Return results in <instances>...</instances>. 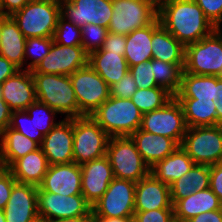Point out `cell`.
Listing matches in <instances>:
<instances>
[{
	"label": "cell",
	"instance_id": "d590c367",
	"mask_svg": "<svg viewBox=\"0 0 222 222\" xmlns=\"http://www.w3.org/2000/svg\"><path fill=\"white\" fill-rule=\"evenodd\" d=\"M53 42V37L27 38L24 49V69L34 70L48 54Z\"/></svg>",
	"mask_w": 222,
	"mask_h": 222
},
{
	"label": "cell",
	"instance_id": "7a4b0ae2",
	"mask_svg": "<svg viewBox=\"0 0 222 222\" xmlns=\"http://www.w3.org/2000/svg\"><path fill=\"white\" fill-rule=\"evenodd\" d=\"M37 101L47 104L61 118L79 117V107L70 76L32 73Z\"/></svg>",
	"mask_w": 222,
	"mask_h": 222
},
{
	"label": "cell",
	"instance_id": "f6af8a7d",
	"mask_svg": "<svg viewBox=\"0 0 222 222\" xmlns=\"http://www.w3.org/2000/svg\"><path fill=\"white\" fill-rule=\"evenodd\" d=\"M17 183L13 174L8 168L0 167V209L3 210L8 200L13 186Z\"/></svg>",
	"mask_w": 222,
	"mask_h": 222
},
{
	"label": "cell",
	"instance_id": "680465c9",
	"mask_svg": "<svg viewBox=\"0 0 222 222\" xmlns=\"http://www.w3.org/2000/svg\"><path fill=\"white\" fill-rule=\"evenodd\" d=\"M0 222H6L4 211L0 209Z\"/></svg>",
	"mask_w": 222,
	"mask_h": 222
},
{
	"label": "cell",
	"instance_id": "cb8c5ba5",
	"mask_svg": "<svg viewBox=\"0 0 222 222\" xmlns=\"http://www.w3.org/2000/svg\"><path fill=\"white\" fill-rule=\"evenodd\" d=\"M49 163L41 148L17 159L8 169L18 183L39 186Z\"/></svg>",
	"mask_w": 222,
	"mask_h": 222
},
{
	"label": "cell",
	"instance_id": "5b68a950",
	"mask_svg": "<svg viewBox=\"0 0 222 222\" xmlns=\"http://www.w3.org/2000/svg\"><path fill=\"white\" fill-rule=\"evenodd\" d=\"M106 156L115 178L137 183L150 173V167L142 159L130 136L110 137Z\"/></svg>",
	"mask_w": 222,
	"mask_h": 222
},
{
	"label": "cell",
	"instance_id": "8fae6325",
	"mask_svg": "<svg viewBox=\"0 0 222 222\" xmlns=\"http://www.w3.org/2000/svg\"><path fill=\"white\" fill-rule=\"evenodd\" d=\"M181 104L174 97L164 107L144 113L140 129L173 139L179 146L187 131Z\"/></svg>",
	"mask_w": 222,
	"mask_h": 222
},
{
	"label": "cell",
	"instance_id": "7dc6e473",
	"mask_svg": "<svg viewBox=\"0 0 222 222\" xmlns=\"http://www.w3.org/2000/svg\"><path fill=\"white\" fill-rule=\"evenodd\" d=\"M222 205V162L210 166V187Z\"/></svg>",
	"mask_w": 222,
	"mask_h": 222
},
{
	"label": "cell",
	"instance_id": "4dcf8cb0",
	"mask_svg": "<svg viewBox=\"0 0 222 222\" xmlns=\"http://www.w3.org/2000/svg\"><path fill=\"white\" fill-rule=\"evenodd\" d=\"M195 162L179 146L173 153L158 161L150 168V172L161 182L171 185L185 173L190 171Z\"/></svg>",
	"mask_w": 222,
	"mask_h": 222
},
{
	"label": "cell",
	"instance_id": "f546056e",
	"mask_svg": "<svg viewBox=\"0 0 222 222\" xmlns=\"http://www.w3.org/2000/svg\"><path fill=\"white\" fill-rule=\"evenodd\" d=\"M210 187V166L195 164L190 171L185 173L171 185V202L174 204L196 191H202Z\"/></svg>",
	"mask_w": 222,
	"mask_h": 222
},
{
	"label": "cell",
	"instance_id": "30bf717a",
	"mask_svg": "<svg viewBox=\"0 0 222 222\" xmlns=\"http://www.w3.org/2000/svg\"><path fill=\"white\" fill-rule=\"evenodd\" d=\"M79 117L91 116L109 97V85L88 64L70 75Z\"/></svg>",
	"mask_w": 222,
	"mask_h": 222
},
{
	"label": "cell",
	"instance_id": "1f68e13d",
	"mask_svg": "<svg viewBox=\"0 0 222 222\" xmlns=\"http://www.w3.org/2000/svg\"><path fill=\"white\" fill-rule=\"evenodd\" d=\"M26 38L17 23L9 16L3 23L0 55L12 62L19 69H24V49Z\"/></svg>",
	"mask_w": 222,
	"mask_h": 222
},
{
	"label": "cell",
	"instance_id": "db71d44e",
	"mask_svg": "<svg viewBox=\"0 0 222 222\" xmlns=\"http://www.w3.org/2000/svg\"><path fill=\"white\" fill-rule=\"evenodd\" d=\"M51 222H94V216L91 211L87 216L57 219Z\"/></svg>",
	"mask_w": 222,
	"mask_h": 222
},
{
	"label": "cell",
	"instance_id": "681fc988",
	"mask_svg": "<svg viewBox=\"0 0 222 222\" xmlns=\"http://www.w3.org/2000/svg\"><path fill=\"white\" fill-rule=\"evenodd\" d=\"M12 110L0 97V135L10 125Z\"/></svg>",
	"mask_w": 222,
	"mask_h": 222
},
{
	"label": "cell",
	"instance_id": "d4e9b609",
	"mask_svg": "<svg viewBox=\"0 0 222 222\" xmlns=\"http://www.w3.org/2000/svg\"><path fill=\"white\" fill-rule=\"evenodd\" d=\"M40 148V145L9 126L0 135V165L9 168L17 159Z\"/></svg>",
	"mask_w": 222,
	"mask_h": 222
},
{
	"label": "cell",
	"instance_id": "7bdbcfd3",
	"mask_svg": "<svg viewBox=\"0 0 222 222\" xmlns=\"http://www.w3.org/2000/svg\"><path fill=\"white\" fill-rule=\"evenodd\" d=\"M133 222H175L174 209L135 211Z\"/></svg>",
	"mask_w": 222,
	"mask_h": 222
},
{
	"label": "cell",
	"instance_id": "b9f144b4",
	"mask_svg": "<svg viewBox=\"0 0 222 222\" xmlns=\"http://www.w3.org/2000/svg\"><path fill=\"white\" fill-rule=\"evenodd\" d=\"M215 28H222V0H194Z\"/></svg>",
	"mask_w": 222,
	"mask_h": 222
},
{
	"label": "cell",
	"instance_id": "4316f807",
	"mask_svg": "<svg viewBox=\"0 0 222 222\" xmlns=\"http://www.w3.org/2000/svg\"><path fill=\"white\" fill-rule=\"evenodd\" d=\"M88 64L110 86L118 83L129 71L124 56L108 51H93L89 54Z\"/></svg>",
	"mask_w": 222,
	"mask_h": 222
},
{
	"label": "cell",
	"instance_id": "836d02e7",
	"mask_svg": "<svg viewBox=\"0 0 222 222\" xmlns=\"http://www.w3.org/2000/svg\"><path fill=\"white\" fill-rule=\"evenodd\" d=\"M174 95L164 87L158 86L149 89H137L130 98L142 113H148L164 107Z\"/></svg>",
	"mask_w": 222,
	"mask_h": 222
},
{
	"label": "cell",
	"instance_id": "6da1fadb",
	"mask_svg": "<svg viewBox=\"0 0 222 222\" xmlns=\"http://www.w3.org/2000/svg\"><path fill=\"white\" fill-rule=\"evenodd\" d=\"M157 17L184 46L200 41L216 29L194 0H161Z\"/></svg>",
	"mask_w": 222,
	"mask_h": 222
},
{
	"label": "cell",
	"instance_id": "91938a15",
	"mask_svg": "<svg viewBox=\"0 0 222 222\" xmlns=\"http://www.w3.org/2000/svg\"><path fill=\"white\" fill-rule=\"evenodd\" d=\"M0 14H3V4H2V0H0Z\"/></svg>",
	"mask_w": 222,
	"mask_h": 222
},
{
	"label": "cell",
	"instance_id": "11a10c76",
	"mask_svg": "<svg viewBox=\"0 0 222 222\" xmlns=\"http://www.w3.org/2000/svg\"><path fill=\"white\" fill-rule=\"evenodd\" d=\"M94 222H133V217H94Z\"/></svg>",
	"mask_w": 222,
	"mask_h": 222
},
{
	"label": "cell",
	"instance_id": "d6a6232c",
	"mask_svg": "<svg viewBox=\"0 0 222 222\" xmlns=\"http://www.w3.org/2000/svg\"><path fill=\"white\" fill-rule=\"evenodd\" d=\"M187 127L217 125V103L214 100L177 99Z\"/></svg>",
	"mask_w": 222,
	"mask_h": 222
},
{
	"label": "cell",
	"instance_id": "816d5d0a",
	"mask_svg": "<svg viewBox=\"0 0 222 222\" xmlns=\"http://www.w3.org/2000/svg\"><path fill=\"white\" fill-rule=\"evenodd\" d=\"M30 0H2L3 14L11 16L22 9Z\"/></svg>",
	"mask_w": 222,
	"mask_h": 222
},
{
	"label": "cell",
	"instance_id": "7c38bea8",
	"mask_svg": "<svg viewBox=\"0 0 222 222\" xmlns=\"http://www.w3.org/2000/svg\"><path fill=\"white\" fill-rule=\"evenodd\" d=\"M136 183L114 178L103 196L92 205L94 217H133Z\"/></svg>",
	"mask_w": 222,
	"mask_h": 222
},
{
	"label": "cell",
	"instance_id": "94428289",
	"mask_svg": "<svg viewBox=\"0 0 222 222\" xmlns=\"http://www.w3.org/2000/svg\"><path fill=\"white\" fill-rule=\"evenodd\" d=\"M0 97H2V92H1V84H0Z\"/></svg>",
	"mask_w": 222,
	"mask_h": 222
},
{
	"label": "cell",
	"instance_id": "5bb4252c",
	"mask_svg": "<svg viewBox=\"0 0 222 222\" xmlns=\"http://www.w3.org/2000/svg\"><path fill=\"white\" fill-rule=\"evenodd\" d=\"M89 54L82 46H65L53 42L48 54L31 73L70 76L88 65Z\"/></svg>",
	"mask_w": 222,
	"mask_h": 222
},
{
	"label": "cell",
	"instance_id": "e575fe53",
	"mask_svg": "<svg viewBox=\"0 0 222 222\" xmlns=\"http://www.w3.org/2000/svg\"><path fill=\"white\" fill-rule=\"evenodd\" d=\"M152 66V73L156 83L175 96L180 90L184 69L175 63H168L158 59H152Z\"/></svg>",
	"mask_w": 222,
	"mask_h": 222
},
{
	"label": "cell",
	"instance_id": "7402d4cb",
	"mask_svg": "<svg viewBox=\"0 0 222 222\" xmlns=\"http://www.w3.org/2000/svg\"><path fill=\"white\" fill-rule=\"evenodd\" d=\"M130 137L136 144L142 159L150 168L179 147L173 139L162 135H155L140 128Z\"/></svg>",
	"mask_w": 222,
	"mask_h": 222
},
{
	"label": "cell",
	"instance_id": "9f6ffc18",
	"mask_svg": "<svg viewBox=\"0 0 222 222\" xmlns=\"http://www.w3.org/2000/svg\"><path fill=\"white\" fill-rule=\"evenodd\" d=\"M8 17H9L8 15L0 14V45H1V34H2L3 23Z\"/></svg>",
	"mask_w": 222,
	"mask_h": 222
},
{
	"label": "cell",
	"instance_id": "ee69618b",
	"mask_svg": "<svg viewBox=\"0 0 222 222\" xmlns=\"http://www.w3.org/2000/svg\"><path fill=\"white\" fill-rule=\"evenodd\" d=\"M110 96L121 99H130L138 89L130 71L118 83L109 86Z\"/></svg>",
	"mask_w": 222,
	"mask_h": 222
},
{
	"label": "cell",
	"instance_id": "ac0fdd59",
	"mask_svg": "<svg viewBox=\"0 0 222 222\" xmlns=\"http://www.w3.org/2000/svg\"><path fill=\"white\" fill-rule=\"evenodd\" d=\"M81 167L75 162L49 165L37 192H51L70 196L82 194Z\"/></svg>",
	"mask_w": 222,
	"mask_h": 222
},
{
	"label": "cell",
	"instance_id": "52a82bcc",
	"mask_svg": "<svg viewBox=\"0 0 222 222\" xmlns=\"http://www.w3.org/2000/svg\"><path fill=\"white\" fill-rule=\"evenodd\" d=\"M112 9L108 31L125 36L148 26L158 15L155 0H112Z\"/></svg>",
	"mask_w": 222,
	"mask_h": 222
},
{
	"label": "cell",
	"instance_id": "8d00e7d4",
	"mask_svg": "<svg viewBox=\"0 0 222 222\" xmlns=\"http://www.w3.org/2000/svg\"><path fill=\"white\" fill-rule=\"evenodd\" d=\"M26 112L33 119L35 128L46 135L59 121L58 113L50 108L47 104L35 101L27 109Z\"/></svg>",
	"mask_w": 222,
	"mask_h": 222
},
{
	"label": "cell",
	"instance_id": "83f0119b",
	"mask_svg": "<svg viewBox=\"0 0 222 222\" xmlns=\"http://www.w3.org/2000/svg\"><path fill=\"white\" fill-rule=\"evenodd\" d=\"M151 48L152 59L175 63L184 69L185 46L161 24L153 31Z\"/></svg>",
	"mask_w": 222,
	"mask_h": 222
},
{
	"label": "cell",
	"instance_id": "f1b7e54d",
	"mask_svg": "<svg viewBox=\"0 0 222 222\" xmlns=\"http://www.w3.org/2000/svg\"><path fill=\"white\" fill-rule=\"evenodd\" d=\"M176 99L217 101V76L182 73L180 90Z\"/></svg>",
	"mask_w": 222,
	"mask_h": 222
},
{
	"label": "cell",
	"instance_id": "3957f363",
	"mask_svg": "<svg viewBox=\"0 0 222 222\" xmlns=\"http://www.w3.org/2000/svg\"><path fill=\"white\" fill-rule=\"evenodd\" d=\"M90 117L110 137L131 136L142 123V113L131 99L111 96Z\"/></svg>",
	"mask_w": 222,
	"mask_h": 222
},
{
	"label": "cell",
	"instance_id": "44dd1931",
	"mask_svg": "<svg viewBox=\"0 0 222 222\" xmlns=\"http://www.w3.org/2000/svg\"><path fill=\"white\" fill-rule=\"evenodd\" d=\"M37 191V186L17 182L3 209L6 222H30L35 218L38 215Z\"/></svg>",
	"mask_w": 222,
	"mask_h": 222
},
{
	"label": "cell",
	"instance_id": "9a60e30c",
	"mask_svg": "<svg viewBox=\"0 0 222 222\" xmlns=\"http://www.w3.org/2000/svg\"><path fill=\"white\" fill-rule=\"evenodd\" d=\"M38 215L50 222L57 219L87 216L92 206L82 194L60 195L51 192H37Z\"/></svg>",
	"mask_w": 222,
	"mask_h": 222
},
{
	"label": "cell",
	"instance_id": "ba28073f",
	"mask_svg": "<svg viewBox=\"0 0 222 222\" xmlns=\"http://www.w3.org/2000/svg\"><path fill=\"white\" fill-rule=\"evenodd\" d=\"M110 136L90 116L73 118V159L78 165L106 155Z\"/></svg>",
	"mask_w": 222,
	"mask_h": 222
},
{
	"label": "cell",
	"instance_id": "f35d334b",
	"mask_svg": "<svg viewBox=\"0 0 222 222\" xmlns=\"http://www.w3.org/2000/svg\"><path fill=\"white\" fill-rule=\"evenodd\" d=\"M9 127L34 140L39 145L42 144L44 134L35 128L33 119L30 118L26 110L13 111Z\"/></svg>",
	"mask_w": 222,
	"mask_h": 222
},
{
	"label": "cell",
	"instance_id": "f5cc1de1",
	"mask_svg": "<svg viewBox=\"0 0 222 222\" xmlns=\"http://www.w3.org/2000/svg\"><path fill=\"white\" fill-rule=\"evenodd\" d=\"M217 125L222 127V78L217 76Z\"/></svg>",
	"mask_w": 222,
	"mask_h": 222
},
{
	"label": "cell",
	"instance_id": "d6986e66",
	"mask_svg": "<svg viewBox=\"0 0 222 222\" xmlns=\"http://www.w3.org/2000/svg\"><path fill=\"white\" fill-rule=\"evenodd\" d=\"M2 99L13 111L26 110L36 98L31 71L20 69L1 84Z\"/></svg>",
	"mask_w": 222,
	"mask_h": 222
},
{
	"label": "cell",
	"instance_id": "bcb514c9",
	"mask_svg": "<svg viewBox=\"0 0 222 222\" xmlns=\"http://www.w3.org/2000/svg\"><path fill=\"white\" fill-rule=\"evenodd\" d=\"M126 36L109 32L106 35V39L103 42L101 49L96 51H108L119 53V55L125 56Z\"/></svg>",
	"mask_w": 222,
	"mask_h": 222
},
{
	"label": "cell",
	"instance_id": "2e32d148",
	"mask_svg": "<svg viewBox=\"0 0 222 222\" xmlns=\"http://www.w3.org/2000/svg\"><path fill=\"white\" fill-rule=\"evenodd\" d=\"M40 148L49 165L69 164L73 159V118L61 119L46 135Z\"/></svg>",
	"mask_w": 222,
	"mask_h": 222
},
{
	"label": "cell",
	"instance_id": "74e56055",
	"mask_svg": "<svg viewBox=\"0 0 222 222\" xmlns=\"http://www.w3.org/2000/svg\"><path fill=\"white\" fill-rule=\"evenodd\" d=\"M53 39L54 42L60 45L82 46L81 28L60 15L57 20V27Z\"/></svg>",
	"mask_w": 222,
	"mask_h": 222
},
{
	"label": "cell",
	"instance_id": "277c9868",
	"mask_svg": "<svg viewBox=\"0 0 222 222\" xmlns=\"http://www.w3.org/2000/svg\"><path fill=\"white\" fill-rule=\"evenodd\" d=\"M60 1L30 0L11 15L25 38L53 37L60 16Z\"/></svg>",
	"mask_w": 222,
	"mask_h": 222
},
{
	"label": "cell",
	"instance_id": "484cf974",
	"mask_svg": "<svg viewBox=\"0 0 222 222\" xmlns=\"http://www.w3.org/2000/svg\"><path fill=\"white\" fill-rule=\"evenodd\" d=\"M160 25L157 17L151 24L126 36L125 59L129 67L152 59L153 31Z\"/></svg>",
	"mask_w": 222,
	"mask_h": 222
},
{
	"label": "cell",
	"instance_id": "ffe728a7",
	"mask_svg": "<svg viewBox=\"0 0 222 222\" xmlns=\"http://www.w3.org/2000/svg\"><path fill=\"white\" fill-rule=\"evenodd\" d=\"M174 209L169 185L158 180L151 172L136 183L135 211Z\"/></svg>",
	"mask_w": 222,
	"mask_h": 222
},
{
	"label": "cell",
	"instance_id": "e0dca14e",
	"mask_svg": "<svg viewBox=\"0 0 222 222\" xmlns=\"http://www.w3.org/2000/svg\"><path fill=\"white\" fill-rule=\"evenodd\" d=\"M81 167V190L85 200L92 206L106 192L109 184L115 178L108 157L86 162Z\"/></svg>",
	"mask_w": 222,
	"mask_h": 222
},
{
	"label": "cell",
	"instance_id": "f907efd6",
	"mask_svg": "<svg viewBox=\"0 0 222 222\" xmlns=\"http://www.w3.org/2000/svg\"><path fill=\"white\" fill-rule=\"evenodd\" d=\"M189 222H222V209L202 213L188 220Z\"/></svg>",
	"mask_w": 222,
	"mask_h": 222
},
{
	"label": "cell",
	"instance_id": "c3c4849f",
	"mask_svg": "<svg viewBox=\"0 0 222 222\" xmlns=\"http://www.w3.org/2000/svg\"><path fill=\"white\" fill-rule=\"evenodd\" d=\"M19 70L12 62L0 55V84Z\"/></svg>",
	"mask_w": 222,
	"mask_h": 222
},
{
	"label": "cell",
	"instance_id": "603a6c76",
	"mask_svg": "<svg viewBox=\"0 0 222 222\" xmlns=\"http://www.w3.org/2000/svg\"><path fill=\"white\" fill-rule=\"evenodd\" d=\"M174 219L188 221L202 213L222 209L219 198L210 189L196 191L173 204Z\"/></svg>",
	"mask_w": 222,
	"mask_h": 222
},
{
	"label": "cell",
	"instance_id": "6f0895ef",
	"mask_svg": "<svg viewBox=\"0 0 222 222\" xmlns=\"http://www.w3.org/2000/svg\"><path fill=\"white\" fill-rule=\"evenodd\" d=\"M30 222H50V221L47 218H45L44 216L37 215Z\"/></svg>",
	"mask_w": 222,
	"mask_h": 222
},
{
	"label": "cell",
	"instance_id": "4fadbf2b",
	"mask_svg": "<svg viewBox=\"0 0 222 222\" xmlns=\"http://www.w3.org/2000/svg\"><path fill=\"white\" fill-rule=\"evenodd\" d=\"M112 13V0L60 1L61 16L80 28L86 24L108 28Z\"/></svg>",
	"mask_w": 222,
	"mask_h": 222
},
{
	"label": "cell",
	"instance_id": "ab89813d",
	"mask_svg": "<svg viewBox=\"0 0 222 222\" xmlns=\"http://www.w3.org/2000/svg\"><path fill=\"white\" fill-rule=\"evenodd\" d=\"M108 28L94 24H86L81 27V45L85 51L90 54L93 51L101 49Z\"/></svg>",
	"mask_w": 222,
	"mask_h": 222
},
{
	"label": "cell",
	"instance_id": "8992f818",
	"mask_svg": "<svg viewBox=\"0 0 222 222\" xmlns=\"http://www.w3.org/2000/svg\"><path fill=\"white\" fill-rule=\"evenodd\" d=\"M222 71V33L216 28L200 41L185 46L184 71L220 77Z\"/></svg>",
	"mask_w": 222,
	"mask_h": 222
},
{
	"label": "cell",
	"instance_id": "9c48e42d",
	"mask_svg": "<svg viewBox=\"0 0 222 222\" xmlns=\"http://www.w3.org/2000/svg\"><path fill=\"white\" fill-rule=\"evenodd\" d=\"M195 164L212 166L222 162V127H188L180 145Z\"/></svg>",
	"mask_w": 222,
	"mask_h": 222
},
{
	"label": "cell",
	"instance_id": "60d3db41",
	"mask_svg": "<svg viewBox=\"0 0 222 222\" xmlns=\"http://www.w3.org/2000/svg\"><path fill=\"white\" fill-rule=\"evenodd\" d=\"M129 71L138 89H149L158 87L154 78L152 59L129 67Z\"/></svg>",
	"mask_w": 222,
	"mask_h": 222
}]
</instances>
